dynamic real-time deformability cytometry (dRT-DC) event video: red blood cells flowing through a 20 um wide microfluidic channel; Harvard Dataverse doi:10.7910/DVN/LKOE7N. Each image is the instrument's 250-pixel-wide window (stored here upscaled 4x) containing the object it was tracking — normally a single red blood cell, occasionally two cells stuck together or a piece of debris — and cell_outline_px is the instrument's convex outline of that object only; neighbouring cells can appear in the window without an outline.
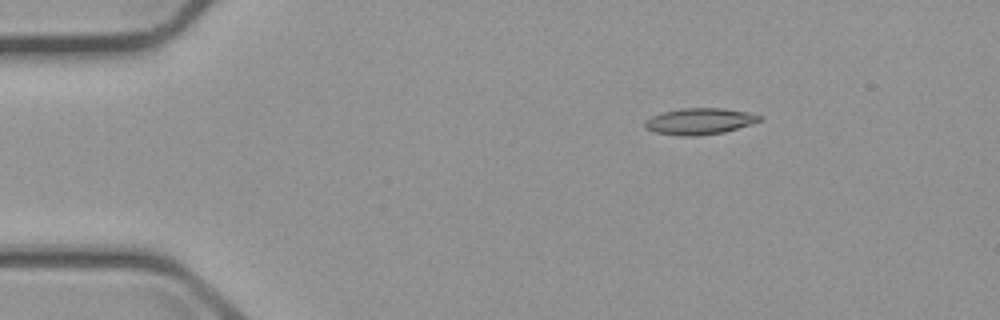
{"species": "common noctule bat (a hibernating species)", "species_latin": "Nyctalus noctula", "temperature_condition": "cold", "stored_images_in_passage": 4, "camera_frame_rate_fps": 3000, "um_per_image_px": 0.085, "animal": {"sex": "male", "body_mass_g": 23.1, "forearm_length_mm": 52.7}, "frame": {"image": 1, "passage_image": 2, "time_ms": 1.333, "image_size_px": [1000, 320], "cell_outline_px": [[764, 120], [752, 124], [724, 132], [692, 136], [684, 136], [656, 132], [644, 128], [644, 120], [660, 112], [680, 108], [724, 108], [748, 112], [764, 116]], "centroid_in_image_um": [59.49, 10.29], "position_along_channel_um": 25.5, "area_um2": 17.8}}